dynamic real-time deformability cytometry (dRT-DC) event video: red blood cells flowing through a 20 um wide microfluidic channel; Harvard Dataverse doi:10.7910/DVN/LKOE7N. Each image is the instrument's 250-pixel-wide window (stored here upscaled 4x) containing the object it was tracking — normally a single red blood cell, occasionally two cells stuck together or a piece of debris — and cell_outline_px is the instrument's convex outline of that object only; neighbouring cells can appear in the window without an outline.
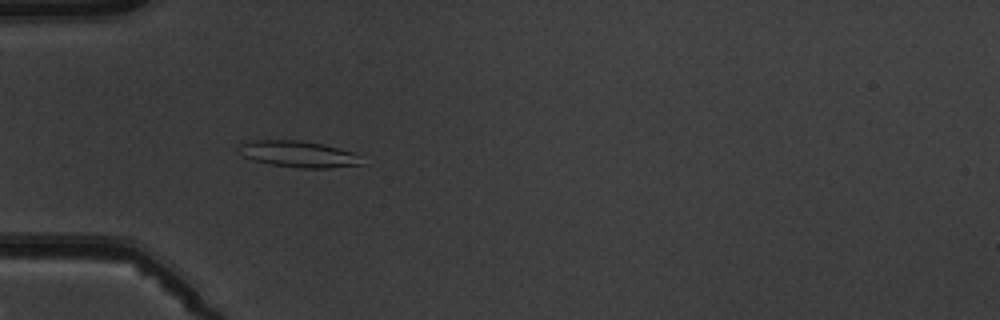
{"species": "common noctule bat (a hibernating species)", "species_latin": "Nyctalus noctula", "temperature_condition": "warm", "stored_images_in_passage": 9, "camera_frame_rate_fps": 3000, "um_per_image_px": 0.085, "animal": {"sex": "male", "body_mass_g": 19.5, "forearm_length_mm": 54.6}, "frame": {"image": 1, "passage_image": 4, "time_ms": 3.333, "image_size_px": [1000, 320], "cell_outline_px": [[364, 164], [328, 168], [300, 168], [272, 164], [256, 160], [244, 156], [244, 144], [256, 140], [300, 140], [324, 144], [352, 152]], "centroid_in_image_um": [25.47, 13.1], "position_along_channel_um": 59.5, "area_um2": 18.09}}
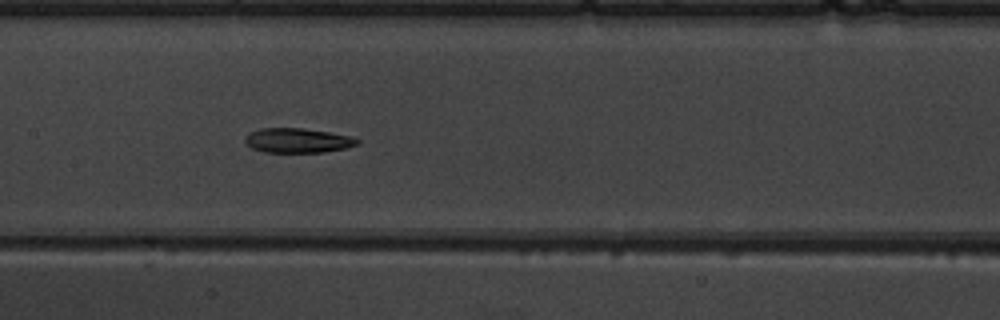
{"frame": {"image": 2, "passage_image": 7, "time_ms": 6.667, "image_size_px": [1000, 320], "cell_outline_px": [[360, 140], [356, 144], [344, 148], [324, 152], [264, 152], [252, 148], [244, 140], [248, 132], [260, 128], [304, 128], [352, 136]], "centroid_in_image_um": [25.27, 11.93], "position_along_channel_um": 182.1, "area_um2": 16.01}}
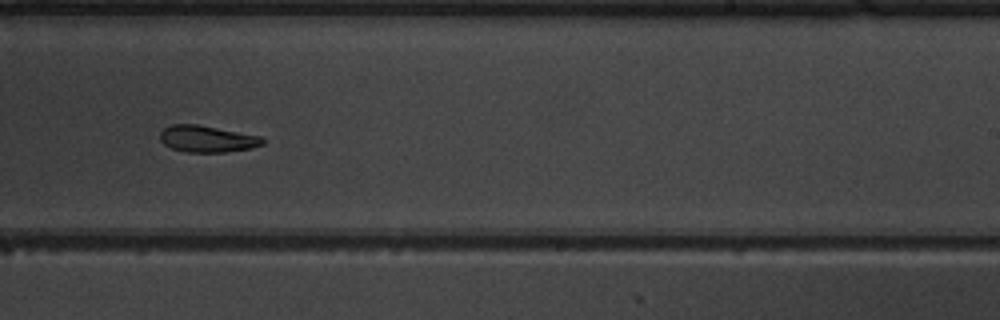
{"frame": {"image": 3, "passage_image": 9, "time_ms": 9.0, "image_size_px": [1000, 320], "cell_outline_px": [[264, 144], [252, 148], [224, 152], [184, 152], [172, 148], [164, 144], [160, 140], [160, 132], [164, 128], [172, 124], [196, 124], [260, 136], [264, 140]], "centroid_in_image_um": [17.59, 11.81], "position_along_channel_um": 271.4, "area_um2": 15.84}}